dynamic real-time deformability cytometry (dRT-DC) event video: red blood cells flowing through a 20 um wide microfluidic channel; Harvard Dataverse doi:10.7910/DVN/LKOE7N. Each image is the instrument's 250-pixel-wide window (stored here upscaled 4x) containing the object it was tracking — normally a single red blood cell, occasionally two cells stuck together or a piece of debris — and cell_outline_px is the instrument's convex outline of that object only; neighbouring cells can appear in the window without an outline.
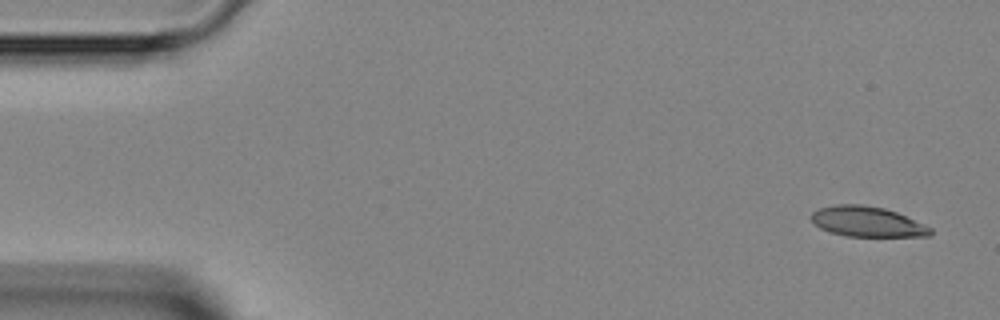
{"species": "Egyptian fruit bat (a non-hibernating species)", "species_latin": "Rousettus aegyptiacus", "temperature_condition": "room temperature", "stored_images_in_passage": 5, "segment_of_instrument_passage": [1, 2], "camera_frame_rate_fps": 3000, "um_per_image_px": 0.085, "animal": {"sex": "female"}, "frame": {"image": 1, "passage_image": 1, "time_ms": 0.0, "image_size_px": [1000, 320], "cell_outline_px": [[932, 236], [844, 236], [828, 232], [820, 228], [812, 220], [812, 212], [820, 208], [836, 204], [860, 204], [884, 208], [896, 212], [932, 228]], "centroid_in_image_um": [73.7, 18.84], "position_along_channel_um": 11.3, "area_um2": 20.87}}